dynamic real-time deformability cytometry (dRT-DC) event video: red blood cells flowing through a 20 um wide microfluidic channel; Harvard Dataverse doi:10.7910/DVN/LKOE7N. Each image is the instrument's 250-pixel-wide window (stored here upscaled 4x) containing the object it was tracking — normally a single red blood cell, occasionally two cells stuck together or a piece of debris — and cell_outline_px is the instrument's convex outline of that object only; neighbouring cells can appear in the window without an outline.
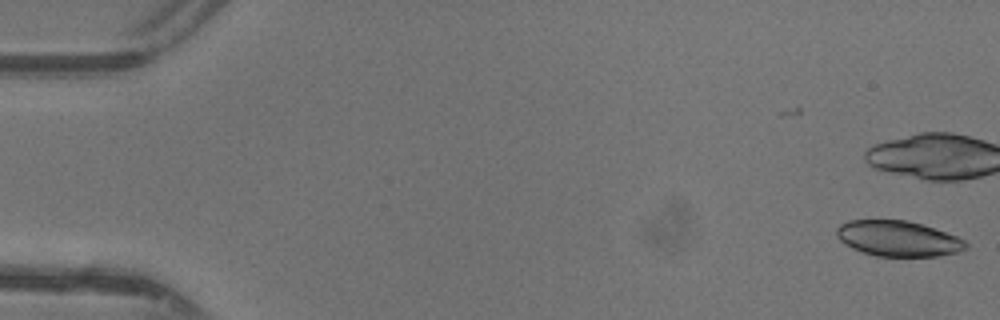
{"species": "common noctule bat (a hibernating species)", "species_latin": "Nyctalus noctula", "temperature_condition": "warm", "stored_images_in_passage": 2, "camera_frame_rate_fps": 3000, "um_per_image_px": 0.085, "animal": {"sex": "female"}, "frame": {"image": 1, "passage_image": 2, "time_ms": 0.333, "image_size_px": [1000, 320], "cell_outline_px": [[968, 248], [960, 252], [936, 256], [876, 256], [852, 248], [844, 244], [836, 236], [836, 228], [840, 224], [848, 220], [908, 220], [956, 236], [964, 240], [968, 244]], "centroid_in_image_um": [76.32, 20.28], "position_along_channel_um": 8.7, "area_um2": 26.7}}